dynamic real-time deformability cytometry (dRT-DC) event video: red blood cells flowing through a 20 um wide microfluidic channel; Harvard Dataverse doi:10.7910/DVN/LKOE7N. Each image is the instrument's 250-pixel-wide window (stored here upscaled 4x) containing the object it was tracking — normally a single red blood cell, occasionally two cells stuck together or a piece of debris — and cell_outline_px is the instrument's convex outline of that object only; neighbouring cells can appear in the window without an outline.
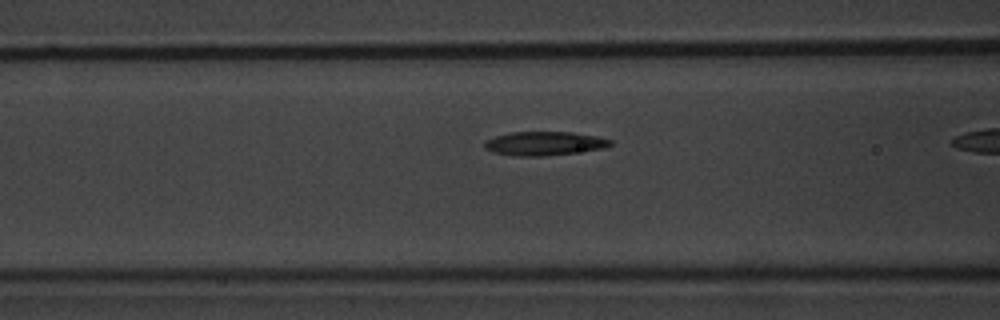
{"species": "common noctule bat (a hibernating species)", "species_latin": "Nyctalus noctula", "temperature_condition": "warm", "stored_images_in_passage": 10, "camera_frame_rate_fps": 3000, "um_per_image_px": 0.085, "animal": {"sex": "male", "body_mass_g": 20.1, "forearm_length_mm": 53.5}, "frame": {"image": 1, "passage_image": 6, "time_ms": 1.667, "image_size_px": [1000, 320], "cell_outline_px": [[612, 144], [604, 148], [576, 152], [544, 156], [516, 156], [492, 152], [484, 148], [484, 140], [508, 132], [572, 132], [596, 136], [612, 140]], "centroid_in_image_um": [46.23, 12.19], "position_along_channel_um": 120.4, "area_um2": 17.51}}
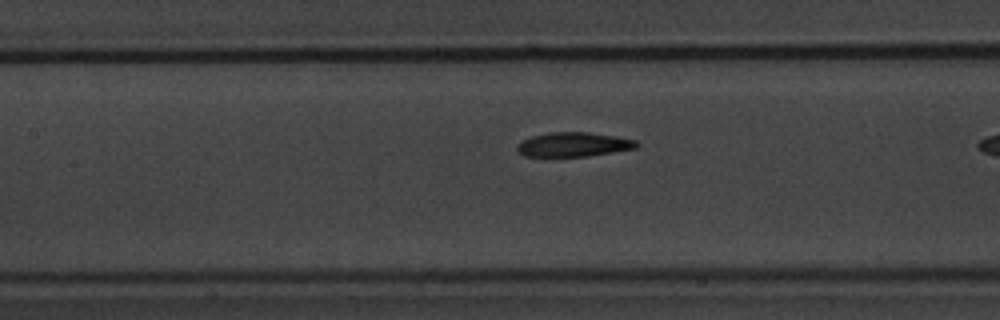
{"frame": {"image": 2, "passage_image": 9, "time_ms": 2.667, "image_size_px": [1000, 320], "cell_outline_px": [[640, 144], [636, 148], [588, 156], [524, 156], [516, 148], [524, 140], [532, 136], [548, 132], [588, 132], [616, 136], [636, 140]], "centroid_in_image_um": [48.8, 12.27], "position_along_channel_um": 158.6, "area_um2": 16.76}}